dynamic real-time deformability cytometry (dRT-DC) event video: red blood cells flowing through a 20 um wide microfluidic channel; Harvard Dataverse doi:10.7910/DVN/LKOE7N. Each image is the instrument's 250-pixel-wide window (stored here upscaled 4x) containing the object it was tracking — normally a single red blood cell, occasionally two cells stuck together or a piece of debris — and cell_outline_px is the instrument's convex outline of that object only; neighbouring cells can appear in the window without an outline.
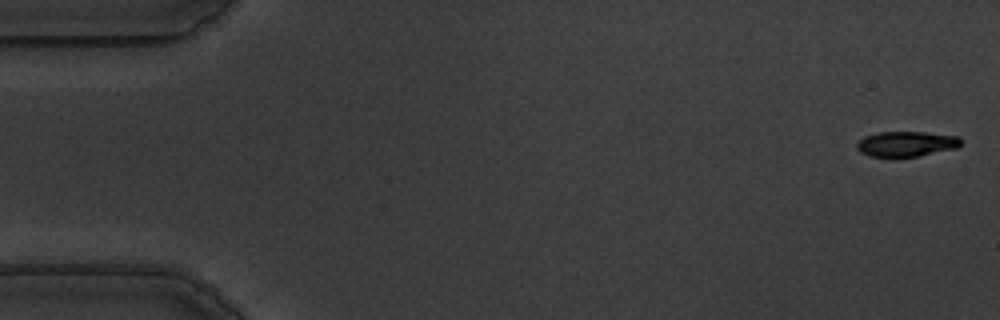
{"species": "common noctule bat (a hibernating species)", "species_latin": "Nyctalus noctula", "temperature_condition": "warm", "stored_images_in_passage": 16, "camera_frame_rate_fps": 3000, "um_per_image_px": 0.085, "animal": {"sex": "male", "body_mass_g": 19.5, "forearm_length_mm": 54.6}, "frame": {"image": 1, "passage_image": 1, "time_ms": 0.0, "image_size_px": [1000, 320], "cell_outline_px": [[960, 144], [956, 148], [916, 156], [868, 156], [860, 152], [856, 148], [856, 144], [864, 136], [880, 132], [924, 132], [960, 136]], "centroid_in_image_um": [77.01, 12.22], "position_along_channel_um": 8.0, "area_um2": 15.09}}